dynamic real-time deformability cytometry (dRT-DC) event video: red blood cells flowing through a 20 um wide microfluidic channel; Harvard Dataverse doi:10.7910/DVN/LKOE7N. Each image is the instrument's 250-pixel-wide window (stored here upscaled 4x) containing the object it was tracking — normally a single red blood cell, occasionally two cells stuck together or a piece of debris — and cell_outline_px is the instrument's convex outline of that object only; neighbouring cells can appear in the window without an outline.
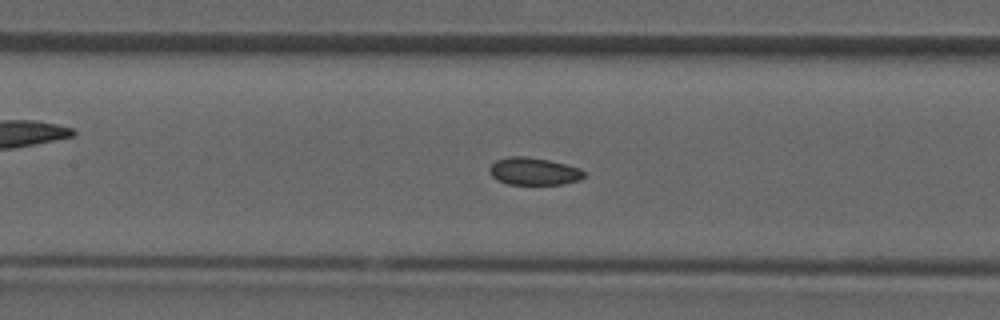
{"species": "common noctule bat (a hibernating species)", "species_latin": "Nyctalus noctula", "temperature_condition": "room temperature", "stored_images_in_passage": 36, "camera_frame_rate_fps": 3000, "um_per_image_px": 0.085, "animal": {"sex": "male", "forearm_length_mm": 52.5}, "frame": {"image": 1, "passage_image": 17, "time_ms": 5.333, "image_size_px": [1000, 320], "cell_outline_px": [[584, 176], [580, 180], [564, 184], [508, 184], [496, 180], [488, 172], [488, 168], [496, 160], [508, 156], [528, 156], [568, 164], [580, 168], [584, 172]], "centroid_in_image_um": [45.36, 14.55], "position_along_channel_um": 162.0, "area_um2": 15.32}}